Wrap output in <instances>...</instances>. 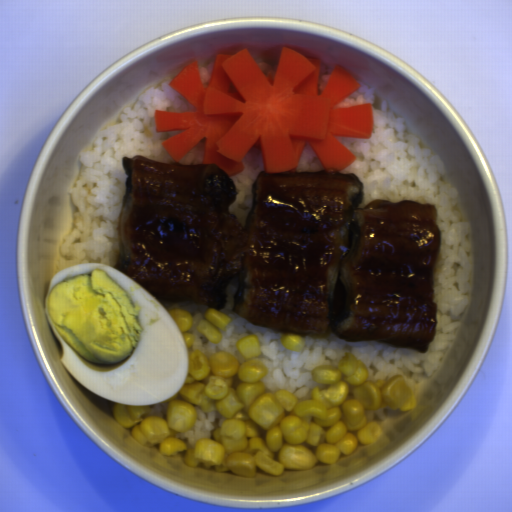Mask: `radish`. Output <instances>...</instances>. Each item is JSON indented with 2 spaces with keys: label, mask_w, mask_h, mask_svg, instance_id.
Listing matches in <instances>:
<instances>
[{
  "label": "radish",
  "mask_w": 512,
  "mask_h": 512,
  "mask_svg": "<svg viewBox=\"0 0 512 512\" xmlns=\"http://www.w3.org/2000/svg\"><path fill=\"white\" fill-rule=\"evenodd\" d=\"M321 58L283 47L273 78L265 75L248 49L217 54L207 86L199 60L168 84L190 104L189 111H154L156 132L180 130L161 143L176 163L205 139L203 161L229 177L245 169L243 159L257 145L267 173L295 172L309 146L321 168L337 173L357 159L340 137L369 139V103L334 105L361 87L334 66L319 90Z\"/></svg>",
  "instance_id": "radish-1"
}]
</instances>
